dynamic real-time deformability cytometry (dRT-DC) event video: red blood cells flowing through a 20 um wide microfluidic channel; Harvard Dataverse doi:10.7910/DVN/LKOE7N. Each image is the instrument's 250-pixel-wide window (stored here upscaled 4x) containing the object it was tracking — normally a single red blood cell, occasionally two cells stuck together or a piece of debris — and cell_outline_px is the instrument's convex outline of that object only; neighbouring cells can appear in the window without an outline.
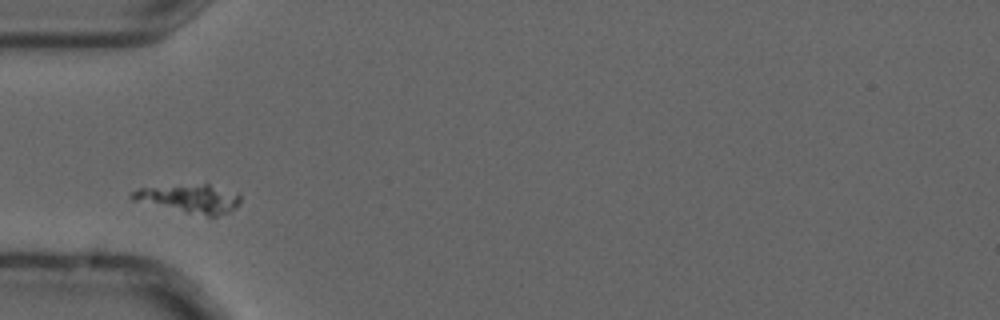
{"species": "common noctule bat (a hibernating species)", "species_latin": "Nyctalus noctula", "temperature_condition": "cold", "stored_images_in_passage": 3, "camera_frame_rate_fps": 3000, "um_per_image_px": 0.085, "animal": {"sex": "male", "forearm_length_mm": 52.5}, "frame": {"image": 1, "passage_image": 2, "time_ms": 0.333, "image_size_px": [1000, 320], "cell_outline_px": [[240, 200], [236, 208], [228, 212], [216, 216], [208, 216], [188, 212], [132, 200], [128, 196], [136, 188], [204, 184], [208, 184], [240, 196]], "centroid_in_image_um": [16.07, 16.88], "position_along_channel_um": 68.9, "area_um2": 17.34}}
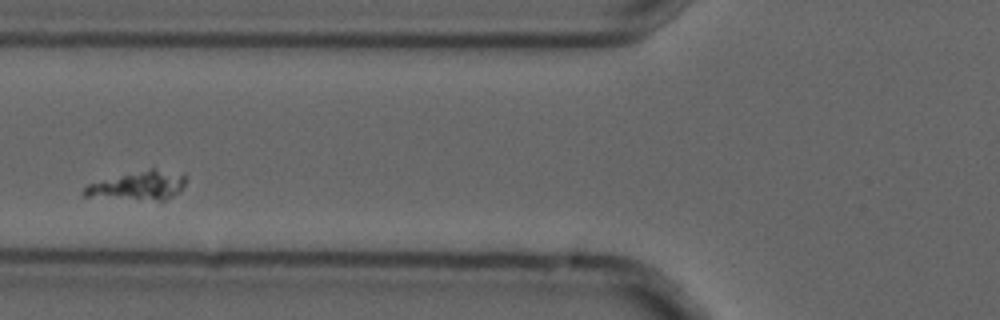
{"frame": {"image": 2, "passage_image": 3, "time_ms": 0.667, "image_size_px": [1000, 320], "cell_outline_px": [[184, 184], [180, 192], [164, 200], [156, 200], [84, 196], [80, 192], [88, 184], [152, 168], [184, 172]], "centroid_in_image_um": [11.82, 15.77], "position_along_channel_um": 114.0, "area_um2": 16.7}}